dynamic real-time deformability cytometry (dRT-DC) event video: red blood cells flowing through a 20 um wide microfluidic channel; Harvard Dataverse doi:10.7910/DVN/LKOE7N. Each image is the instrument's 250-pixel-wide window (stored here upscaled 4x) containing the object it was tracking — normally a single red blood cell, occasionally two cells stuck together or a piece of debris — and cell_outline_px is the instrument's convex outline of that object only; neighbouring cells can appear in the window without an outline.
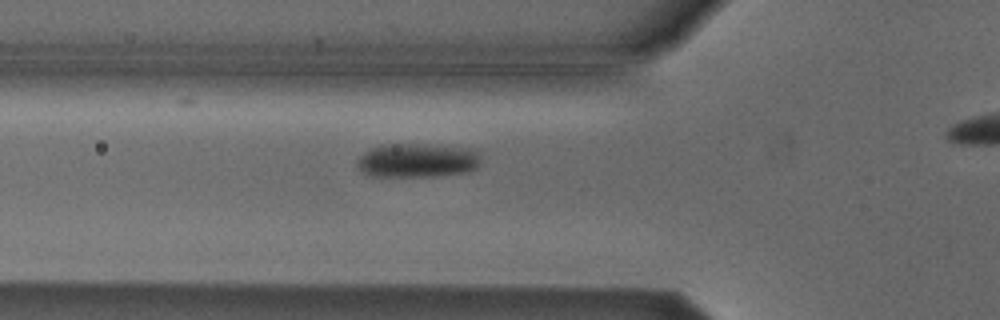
{"species": "Egyptian fruit bat (a non-hibernating species)", "species_latin": "Rousettus aegyptiacus", "temperature_condition": "cold", "stored_images_in_passage": 33, "camera_frame_rate_fps": 3000, "um_per_image_px": 0.085, "animal": {"sex": "male"}, "frame": {"image": 1, "passage_image": 5, "time_ms": 1.333, "image_size_px": [1000, 320], "cell_outline_px": [[480, 164], [476, 168], [468, 172], [436, 176], [368, 176], [360, 172], [356, 168], [356, 160], [364, 152], [380, 144], [428, 144], [468, 148], [480, 152]], "centroid_in_image_um": [35.44, 13.63], "position_along_channel_um": 90.4, "area_um2": 25.03}}
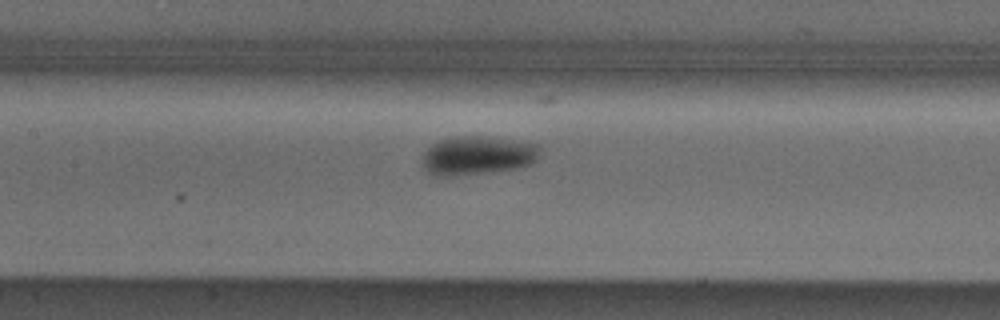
{"frame": {"image": 2, "passage_image": 11, "time_ms": 3.333, "image_size_px": [1000, 320], "cell_outline_px": [[540, 148], [536, 160], [532, 164], [516, 168], [444, 176], [436, 176], [428, 172], [420, 164], [424, 152], [432, 144], [440, 140], [452, 136], [480, 136], [540, 144]], "centroid_in_image_um": [40.55, 13.2], "position_along_channel_um": 166.9, "area_um2": 26.24}}
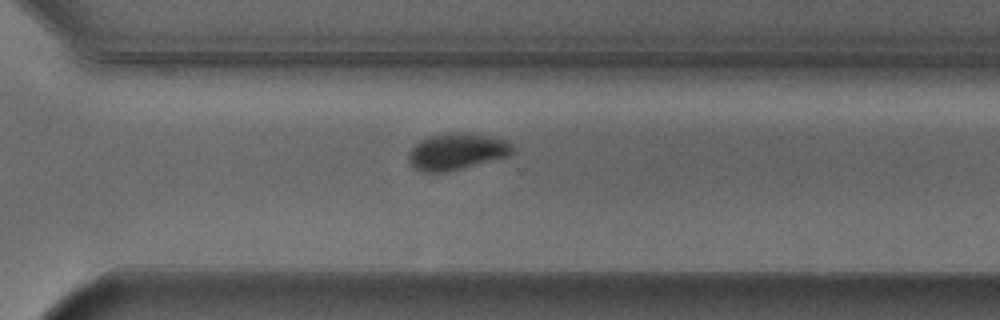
{"frame": {"image": 3, "passage_image": 24, "time_ms": 7.667, "image_size_px": [1000, 320], "cell_outline_px": [[516, 152], [512, 156], [464, 168], [444, 172], [420, 172], [408, 164], [408, 152], [420, 140], [428, 136], [444, 132], [472, 132], [508, 140], [516, 148]], "centroid_in_image_um": [38.88, 12.87], "position_along_channel_um": 331.7, "area_um2": 23.06}, "authors_computed_cell_mechanics": {"area_um2": 24.276, "velocity_mm_per_s": 3.8137, "shape_relaxation_time_tau1_ms": 3.2417, "shape_relaxation_time_tau2_ms": null, "deformation_change_tau1": 0.0891, "deformation_change_tau2": null}}